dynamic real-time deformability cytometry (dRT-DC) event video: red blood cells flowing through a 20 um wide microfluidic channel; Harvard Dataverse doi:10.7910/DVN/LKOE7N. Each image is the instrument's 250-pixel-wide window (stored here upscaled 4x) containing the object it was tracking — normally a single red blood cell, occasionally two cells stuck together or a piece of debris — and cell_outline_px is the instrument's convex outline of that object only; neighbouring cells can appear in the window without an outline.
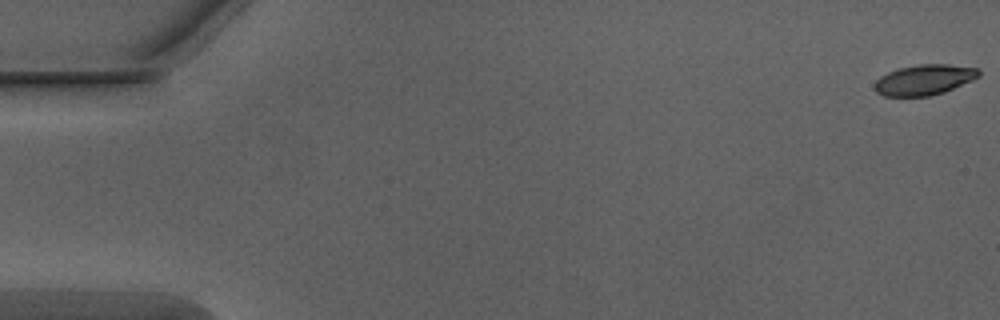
{"species": "Egyptian fruit bat (a non-hibernating species)", "species_latin": "Rousettus aegyptiacus", "temperature_condition": "warm", "stored_images_in_passage": 52, "camera_frame_rate_fps": 3000, "um_per_image_px": 0.085, "animal": {"sex": "male"}, "frame": {"image": 1, "passage_image": 1, "time_ms": 0.0, "image_size_px": [1000, 320], "cell_outline_px": [[980, 76], [972, 80], [944, 92], [928, 96], [884, 96], [876, 92], [876, 80], [880, 76], [896, 68], [920, 64], [948, 64], [980, 68]], "centroid_in_image_um": [78.58, 6.77], "position_along_channel_um": 6.4, "area_um2": 18.5}}
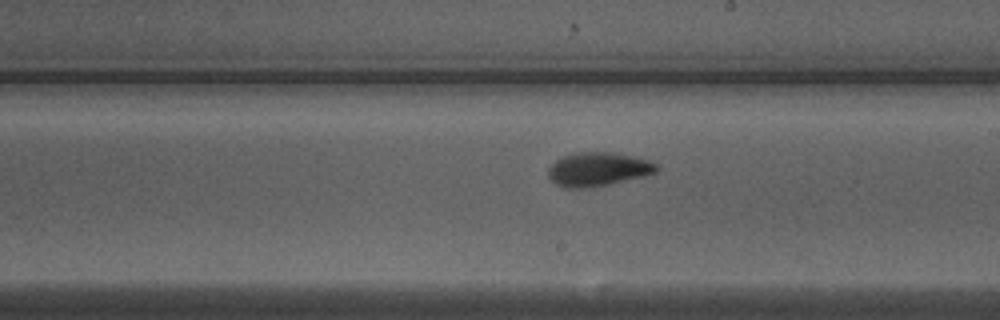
{"frame": {"image": 2, "passage_image": 30, "time_ms": 9.667, "image_size_px": [1000, 320], "cell_outline_px": [[660, 168], [656, 172], [644, 176], [608, 184], [588, 188], [564, 188], [556, 184], [548, 176], [548, 168], [556, 160], [564, 156], [576, 152], [612, 152], [632, 156], [648, 160], [660, 164]], "centroid_in_image_um": [50.85, 14.38], "position_along_channel_um": 238.2, "area_um2": 21.39}}
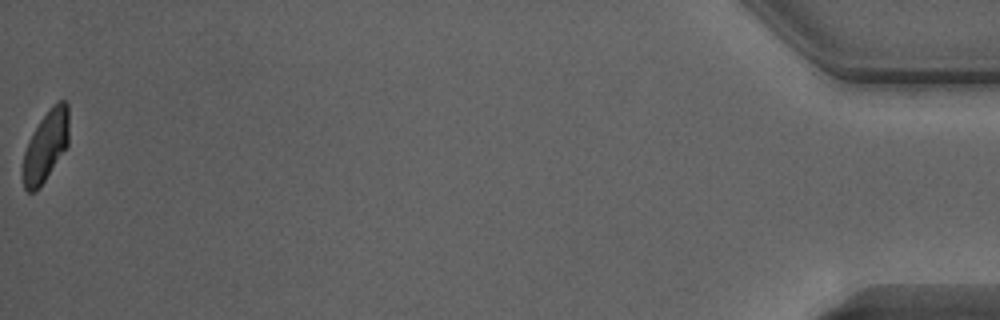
{"frame": {"image": 3, "passage_image": 52, "time_ms": 17.0, "image_size_px": [1000, 320], "cell_outline_px": [[68, 144], [36, 192], [28, 192], [24, 188], [20, 172], [24, 152], [28, 140], [40, 120], [52, 104], [60, 100], [64, 100], [68, 104]], "centroid_in_image_um": [3.84, 12.42], "position_along_channel_um": 431.4, "area_um2": 19.02}, "authors_computed_cell_mechanics": {"area_um2": 20.3456, "velocity_mm_per_s": 4.0426, "shape_relaxation_time_tau1_ms": 3.1532, "shape_relaxation_time_tau2_ms": 1.9335, "deformation_change_tau1": 0.1489, "deformation_change_tau2": 0.0579}}